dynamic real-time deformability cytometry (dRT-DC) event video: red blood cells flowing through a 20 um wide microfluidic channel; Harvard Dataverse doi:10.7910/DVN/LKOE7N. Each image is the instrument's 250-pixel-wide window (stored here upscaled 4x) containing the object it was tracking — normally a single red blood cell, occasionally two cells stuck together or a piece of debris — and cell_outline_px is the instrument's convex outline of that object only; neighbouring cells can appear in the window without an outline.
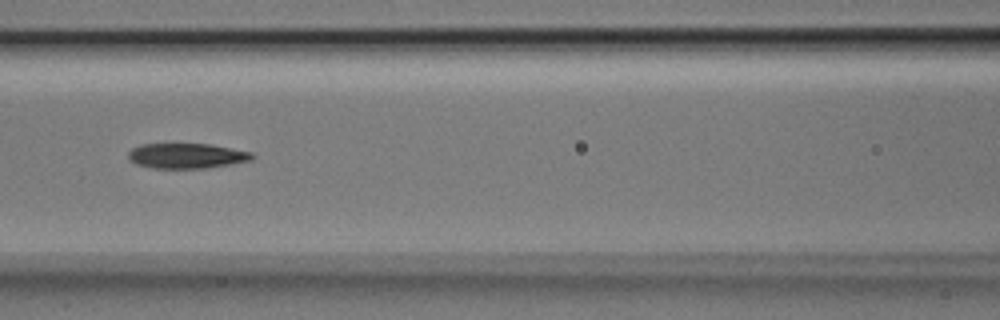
{"species": "Egyptian fruit bat (a non-hibernating species)", "species_latin": "Rousettus aegyptiacus", "temperature_condition": "room temperature", "stored_images_in_passage": 47, "camera_frame_rate_fps": 3000, "um_per_image_px": 0.085, "animal": {"sex": "male"}, "frame": {"image": 1, "passage_image": 21, "time_ms": 6.667, "image_size_px": [1000, 320], "cell_outline_px": [[256, 156], [252, 160], [232, 164], [204, 168], [152, 168], [136, 164], [128, 156], [128, 152], [132, 148], [140, 144], [212, 144], [252, 152]], "centroid_in_image_um": [15.9, 13.24], "position_along_channel_um": 150.7, "area_um2": 18.21}}
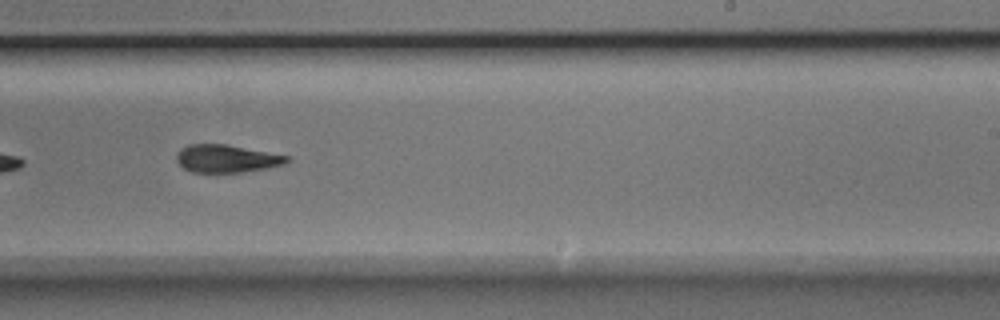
{"frame": {"image": 2, "passage_image": 30, "time_ms": 9.667, "image_size_px": [1000, 320], "cell_outline_px": [[292, 160], [284, 164], [268, 168], [240, 172], [192, 172], [184, 168], [176, 160], [176, 152], [180, 148], [188, 144], [228, 144], [288, 156]], "centroid_in_image_um": [19.25, 13.47], "position_along_channel_um": 269.8, "area_um2": 17.92}}
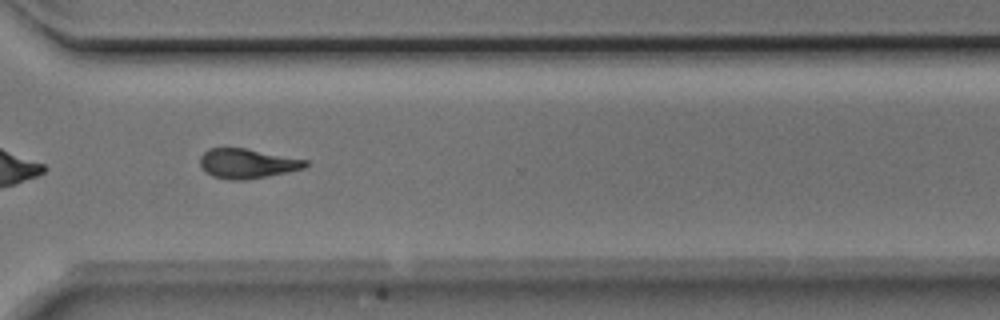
{"frame": {"image": 3, "passage_image": 36, "time_ms": 11.667, "image_size_px": [1000, 320], "cell_outline_px": [[308, 164], [304, 168], [288, 172], [268, 176], [244, 180], [232, 180], [212, 176], [204, 172], [200, 168], [200, 156], [208, 148], [244, 148], [308, 160]], "centroid_in_image_um": [20.98, 13.9], "position_along_channel_um": 349.6, "area_um2": 18.26}, "authors_computed_cell_mechanics": {"area_um2": 18.7272, "velocity_mm_per_s": 3.9945, "shape_relaxation_time_tau1_ms": 4.7613, "shape_relaxation_time_tau2_ms": 6.4863, "deformation_change_tau1": 0.1775, "deformation_change_tau2": 0.1624}}